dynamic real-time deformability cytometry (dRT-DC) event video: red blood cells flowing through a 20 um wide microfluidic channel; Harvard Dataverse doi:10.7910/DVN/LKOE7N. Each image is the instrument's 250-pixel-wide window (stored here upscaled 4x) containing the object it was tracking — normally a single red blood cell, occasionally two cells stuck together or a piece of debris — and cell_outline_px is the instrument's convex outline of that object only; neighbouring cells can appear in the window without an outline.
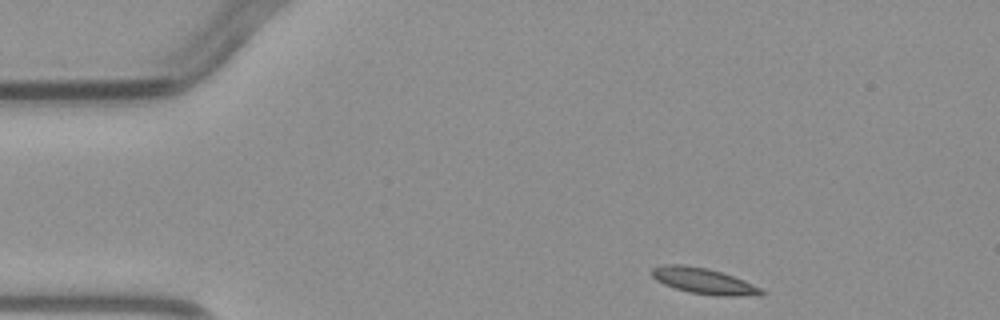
{"species": "common noctule bat (a hibernating species)", "species_latin": "Nyctalus noctula", "temperature_condition": "warm", "stored_images_in_passage": 4, "camera_frame_rate_fps": 3000, "um_per_image_px": 0.085, "animal": {"sex": "male", "body_mass_g": 23.1, "forearm_length_mm": 52.7}, "frame": {"image": 1, "passage_image": 1, "time_ms": 0.0, "image_size_px": [1000, 320], "cell_outline_px": [[768, 292], [764, 296], [716, 296], [688, 292], [664, 284], [656, 280], [648, 272], [652, 268], [664, 264], [680, 264], [708, 268], [744, 280]], "centroid_in_image_um": [59.83, 23.9], "position_along_channel_um": 25.2, "area_um2": 16.76}}
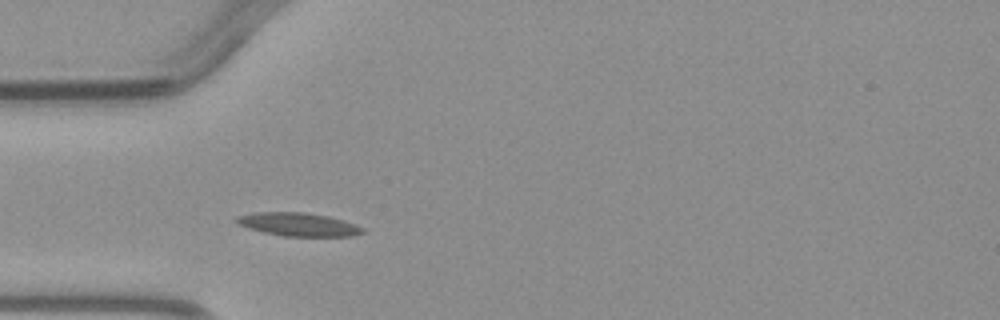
{"frame": {"image": 2, "passage_image": 3, "time_ms": 2.333, "image_size_px": [1000, 320], "cell_outline_px": [[364, 232], [352, 236], [284, 236], [264, 232], [248, 228], [236, 224], [236, 216], [256, 212], [304, 212], [328, 216], [344, 220], [364, 228]], "centroid_in_image_um": [25.34, 19.07], "position_along_channel_um": 59.7, "area_um2": 17.11}}
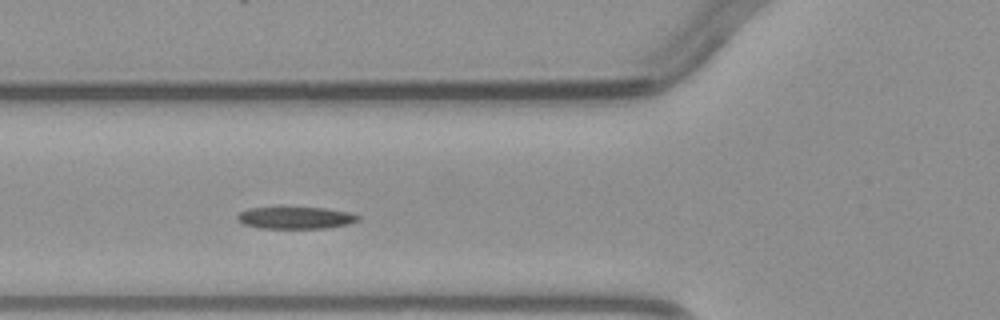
{"frame": {"image": 3, "passage_image": 4, "time_ms": 3.333, "image_size_px": [1000, 320], "cell_outline_px": [[360, 220], [348, 224], [324, 228], [260, 228], [244, 224], [236, 220], [236, 216], [240, 212], [248, 208], [324, 208], [352, 212], [360, 216]], "centroid_in_image_um": [25.14, 18.51], "position_along_channel_um": 100.7, "area_um2": 15.43}}